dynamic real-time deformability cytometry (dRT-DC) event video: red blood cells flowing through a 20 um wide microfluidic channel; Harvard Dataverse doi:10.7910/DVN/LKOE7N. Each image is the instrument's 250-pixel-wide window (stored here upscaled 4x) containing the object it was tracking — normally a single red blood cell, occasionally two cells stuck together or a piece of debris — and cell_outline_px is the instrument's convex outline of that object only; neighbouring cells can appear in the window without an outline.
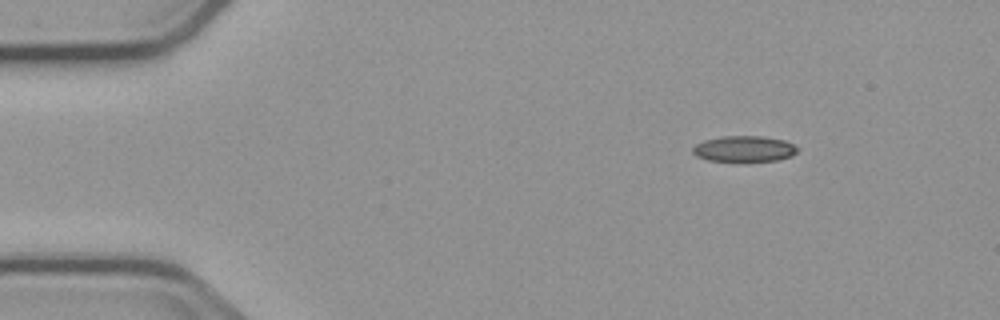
{"species": "common noctule bat (a hibernating species)", "species_latin": "Nyctalus noctula", "temperature_condition": "cold", "stored_images_in_passage": 6, "camera_frame_rate_fps": 3000, "um_per_image_px": 0.085, "animal": {"sex": "male", "body_mass_g": 23.1, "forearm_length_mm": 52.7}, "frame": {"image": 1, "passage_image": 1, "time_ms": 0.0, "image_size_px": [1000, 320], "cell_outline_px": [[796, 152], [792, 156], [776, 160], [740, 164], [708, 160], [696, 156], [692, 152], [692, 148], [696, 144], [704, 140], [724, 136], [760, 136], [784, 140], [792, 144], [796, 148]], "centroid_in_image_um": [63.21, 12.7], "position_along_channel_um": 21.8, "area_um2": 16.36}}
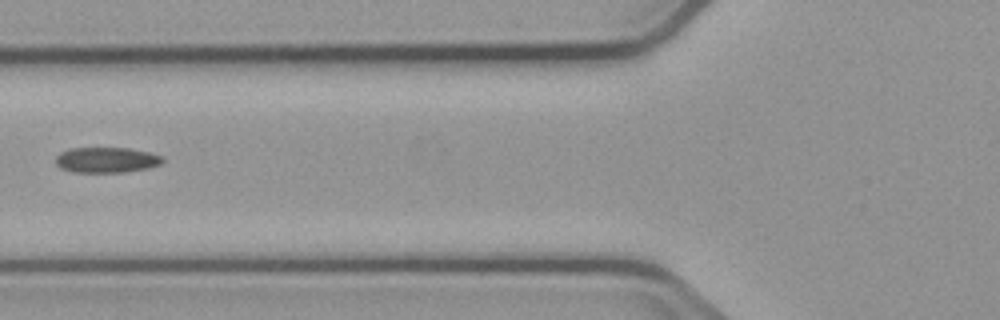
{"frame": {"image": 2, "passage_image": 5, "time_ms": 4.667, "image_size_px": [1000, 320], "cell_outline_px": [[164, 160], [160, 164], [148, 168], [124, 172], [72, 172], [60, 168], [56, 164], [56, 156], [60, 152], [68, 148], [128, 148], [148, 152], [164, 156]], "centroid_in_image_um": [9.04, 13.59], "position_along_channel_um": 116.8, "area_um2": 15.95}}
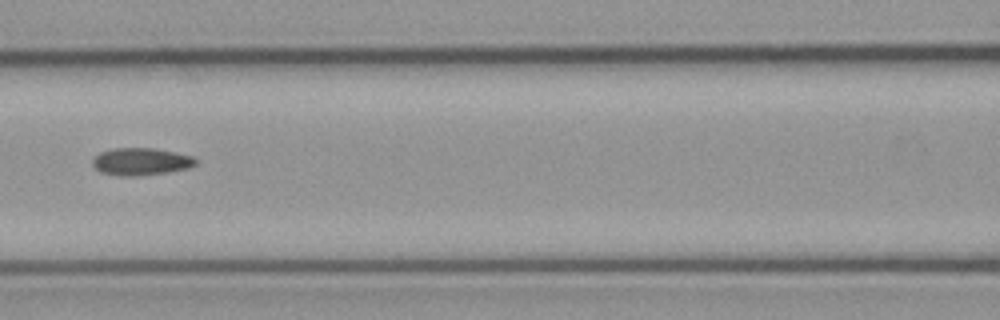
{"frame": {"image": 3, "passage_image": 6, "time_ms": 5.667, "image_size_px": [1000, 320], "cell_outline_px": [[196, 164], [188, 168], [168, 172], [136, 176], [120, 176], [100, 172], [92, 164], [92, 160], [100, 152], [112, 148], [152, 148], [176, 152], [192, 156], [196, 160]], "centroid_in_image_um": [11.97, 13.73], "position_along_channel_um": 154.6, "area_um2": 16.42}}